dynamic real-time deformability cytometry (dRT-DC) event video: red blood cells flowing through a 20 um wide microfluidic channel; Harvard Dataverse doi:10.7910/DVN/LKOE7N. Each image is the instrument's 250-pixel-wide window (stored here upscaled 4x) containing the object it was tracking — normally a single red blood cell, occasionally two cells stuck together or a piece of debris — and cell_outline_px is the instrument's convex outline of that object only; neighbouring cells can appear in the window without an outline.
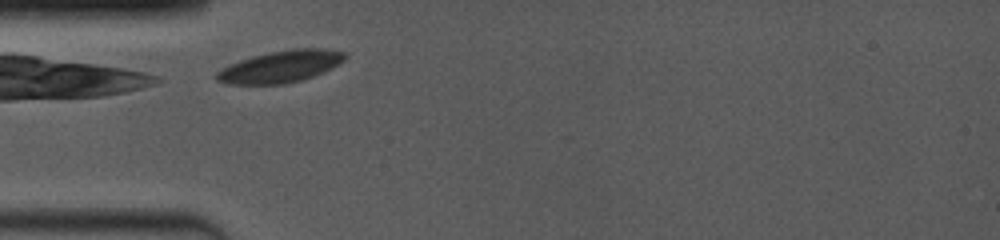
{"species": "common noctule bat (a hibernating species)", "species_latin": "Nyctalus noctula", "temperature_condition": "room temperature", "stored_images_in_passage": 11, "camera_frame_rate_fps": 4000, "um_per_image_px": 0.085, "animal": {"sex": "female", "body_mass_g": 19.0, "forearm_length_mm": 53.3}, "frame": {"image": 1, "passage_image": 1, "time_ms": 0.0, "image_size_px": [1000, 240], "cell_outline_px": [[348, 56], [340, 64], [324, 72], [300, 80], [284, 84], [228, 84], [216, 80], [216, 72], [220, 68], [240, 60], [252, 56], [292, 48], [328, 48], [344, 52]], "centroid_in_image_um": [23.87, 5.65], "position_along_channel_um": 61.1, "area_um2": 23.93}}
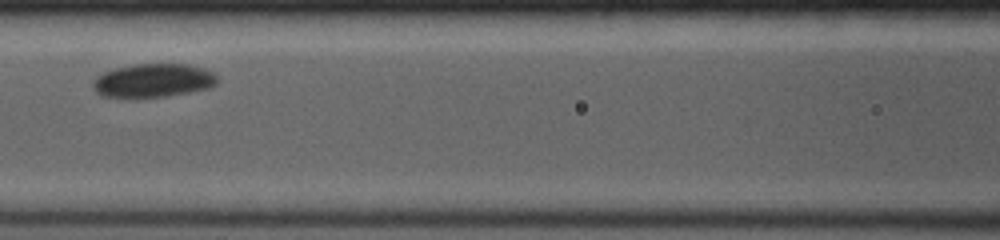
{"frame": {"image": 2, "passage_image": 6, "time_ms": 2.5, "image_size_px": [1000, 240], "cell_outline_px": [[216, 84], [208, 88], [168, 96], [136, 100], [124, 100], [100, 96], [92, 88], [92, 84], [96, 76], [104, 72], [116, 68], [132, 64], [188, 64], [204, 68], [212, 72], [216, 76]], "centroid_in_image_um": [12.93, 6.89], "position_along_channel_um": 153.7, "area_um2": 25.2}}
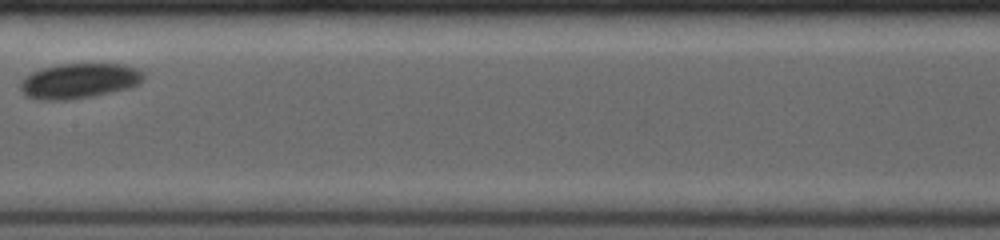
{"frame": {"image": 3, "passage_image": 8, "time_ms": 3.75, "image_size_px": [1000, 240], "cell_outline_px": [[144, 80], [140, 84], [128, 88], [112, 92], [92, 96], [64, 100], [36, 100], [24, 96], [20, 88], [20, 84], [32, 72], [40, 68], [60, 64], [124, 64], [140, 68], [144, 72]], "centroid_in_image_um": [6.76, 6.87], "position_along_channel_um": 200.6, "area_um2": 25.43}}